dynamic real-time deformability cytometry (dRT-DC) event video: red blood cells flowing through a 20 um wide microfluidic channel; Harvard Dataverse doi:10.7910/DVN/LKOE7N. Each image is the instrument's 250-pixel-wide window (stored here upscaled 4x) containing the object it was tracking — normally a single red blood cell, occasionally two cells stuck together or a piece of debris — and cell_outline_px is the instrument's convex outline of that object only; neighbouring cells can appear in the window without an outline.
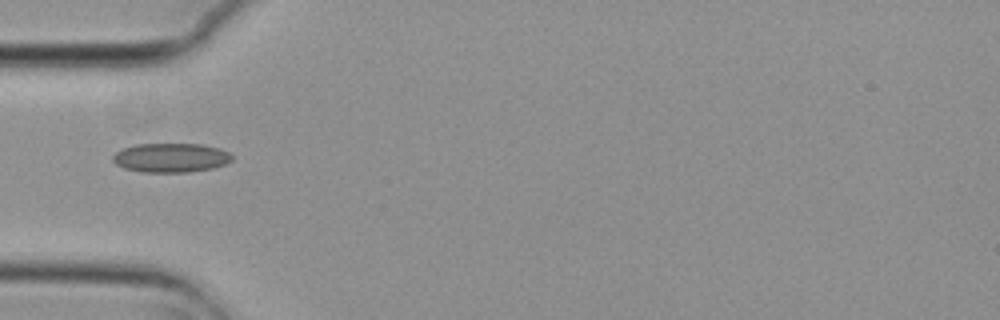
{"species": "common noctule bat (a hibernating species)", "species_latin": "Nyctalus noctula", "temperature_condition": "cold", "stored_images_in_passage": 7, "camera_frame_rate_fps": 3000, "um_per_image_px": 0.085, "animal": {"sex": "female", "body_mass_g": 29.2, "forearm_length_mm": 56.3}, "frame": {"image": 1, "passage_image": 5, "time_ms": 1.333, "image_size_px": [1000, 320], "cell_outline_px": [[232, 160], [224, 164], [212, 168], [188, 172], [140, 172], [124, 168], [116, 164], [112, 160], [112, 156], [116, 152], [124, 148], [136, 144], [200, 144], [220, 148], [228, 152], [232, 156]], "centroid_in_image_um": [14.51, 13.41], "position_along_channel_um": 70.5, "area_um2": 20.23}}
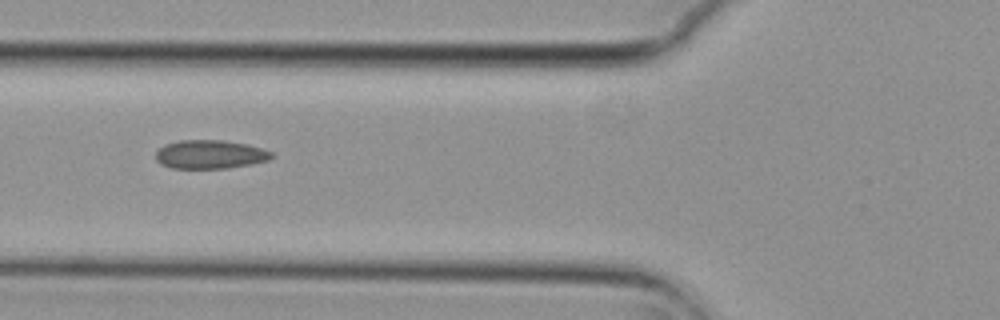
{"frame": {"image": 2, "passage_image": 6, "time_ms": 1.667, "image_size_px": [1000, 320], "cell_outline_px": [[272, 156], [268, 160], [252, 164], [228, 168], [172, 168], [160, 164], [156, 160], [156, 152], [164, 144], [180, 140], [224, 140], [248, 144], [272, 152]], "centroid_in_image_um": [17.84, 13.12], "position_along_channel_um": 108.0, "area_um2": 19.36}}
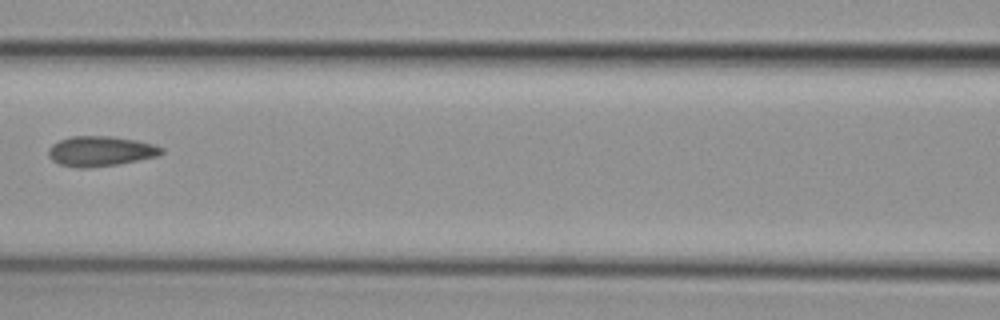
{"frame": {"image": 3, "passage_image": 7, "time_ms": 2.0, "image_size_px": [1000, 320], "cell_outline_px": [[164, 152], [160, 156], [116, 164], [88, 168], [76, 168], [60, 164], [52, 160], [48, 156], [48, 148], [52, 144], [60, 140], [72, 136], [112, 136], [136, 140], [156, 144], [164, 148]], "centroid_in_image_um": [8.57, 12.85], "position_along_channel_um": 158.0, "area_um2": 20.0}}